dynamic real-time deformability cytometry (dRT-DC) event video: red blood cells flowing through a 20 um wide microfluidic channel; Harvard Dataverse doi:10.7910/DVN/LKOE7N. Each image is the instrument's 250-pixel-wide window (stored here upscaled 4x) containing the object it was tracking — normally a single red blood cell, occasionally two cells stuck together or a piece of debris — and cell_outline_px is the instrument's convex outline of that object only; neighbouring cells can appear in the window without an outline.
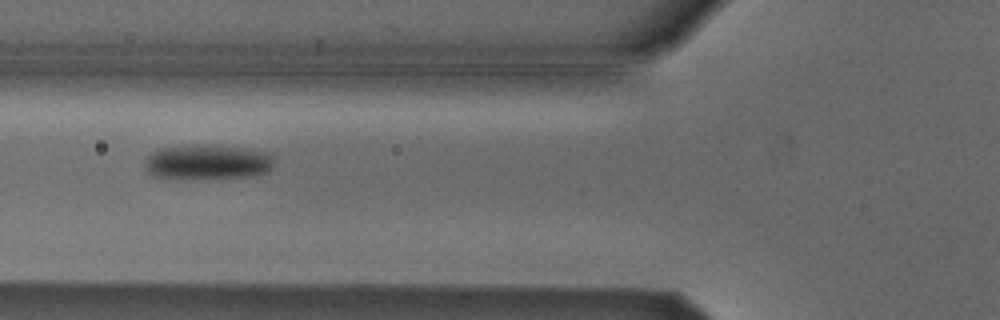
{"species": "Egyptian fruit bat (a non-hibernating species)", "species_latin": "Rousettus aegyptiacus", "temperature_condition": "cold", "stored_images_in_passage": 8, "camera_frame_rate_fps": 3000, "um_per_image_px": 0.085, "animal": {"sex": "male"}, "frame": {"image": 1, "passage_image": 5, "time_ms": 1.333, "image_size_px": [1000, 320], "cell_outline_px": [[272, 164], [268, 172], [248, 176], [152, 176], [144, 168], [144, 164], [148, 156], [152, 152], [164, 148], [188, 144], [212, 144], [244, 148], [268, 152], [272, 156]], "centroid_in_image_um": [17.64, 13.71], "position_along_channel_um": 108.2, "area_um2": 25.43}}
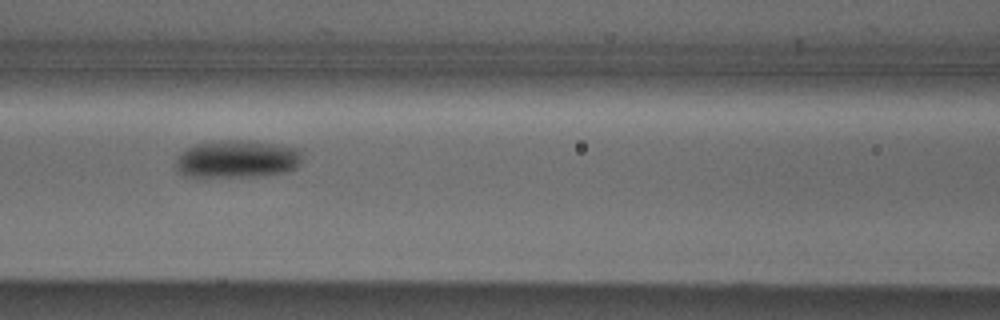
{"frame": {"image": 2, "passage_image": 6, "time_ms": 1.667, "image_size_px": [1000, 320], "cell_outline_px": [[300, 164], [296, 168], [284, 172], [248, 176], [184, 176], [176, 168], [176, 156], [184, 148], [196, 144], [224, 140], [252, 140], [300, 148]], "centroid_in_image_um": [20.13, 13.49], "position_along_channel_um": 146.5, "area_um2": 27.69}}
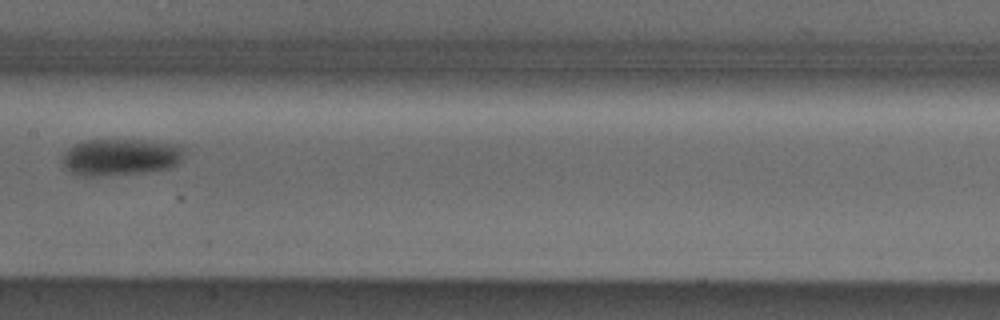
{"frame": {"image": 3, "passage_image": 7, "time_ms": 2.0, "image_size_px": [1000, 320], "cell_outline_px": [[184, 156], [176, 164], [168, 168], [144, 172], [96, 176], [84, 176], [72, 172], [64, 168], [60, 160], [60, 156], [68, 148], [84, 140], [148, 140], [184, 144]], "centroid_in_image_um": [10.24, 13.33], "position_along_channel_um": 197.2, "area_um2": 26.47}}